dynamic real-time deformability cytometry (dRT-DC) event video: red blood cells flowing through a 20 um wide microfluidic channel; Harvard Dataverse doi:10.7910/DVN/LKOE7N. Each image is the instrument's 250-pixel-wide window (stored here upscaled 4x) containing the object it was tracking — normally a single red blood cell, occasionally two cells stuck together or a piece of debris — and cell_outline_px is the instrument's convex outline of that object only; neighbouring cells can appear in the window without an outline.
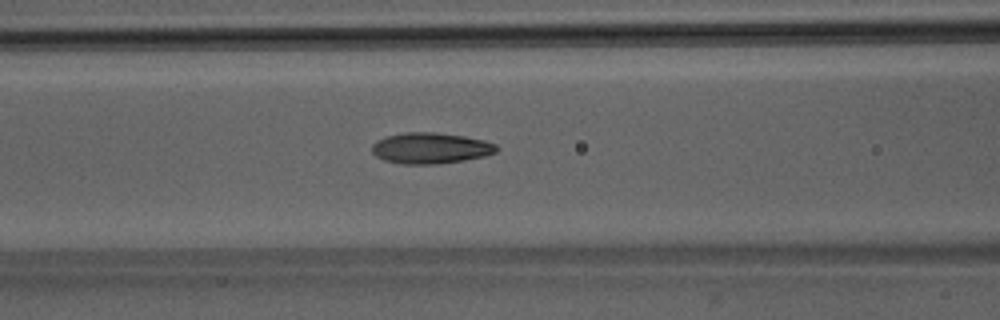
{"species": "Egyptian fruit bat (a non-hibernating species)", "species_latin": "Rousettus aegyptiacus", "temperature_condition": "room temperature", "stored_images_in_passage": 31, "camera_frame_rate_fps": 3000, "um_per_image_px": 0.085, "animal": {"sex": "male"}, "frame": {"image": 1, "passage_image": 22, "time_ms": 7.0, "image_size_px": [1000, 320], "cell_outline_px": [[500, 148], [496, 152], [484, 156], [464, 160], [436, 164], [404, 164], [384, 160], [376, 156], [372, 152], [372, 144], [376, 140], [388, 136], [404, 132], [436, 132], [464, 136], [484, 140], [496, 144]], "centroid_in_image_um": [36.61, 12.59], "position_along_channel_um": 130.0, "area_um2": 22.54}}